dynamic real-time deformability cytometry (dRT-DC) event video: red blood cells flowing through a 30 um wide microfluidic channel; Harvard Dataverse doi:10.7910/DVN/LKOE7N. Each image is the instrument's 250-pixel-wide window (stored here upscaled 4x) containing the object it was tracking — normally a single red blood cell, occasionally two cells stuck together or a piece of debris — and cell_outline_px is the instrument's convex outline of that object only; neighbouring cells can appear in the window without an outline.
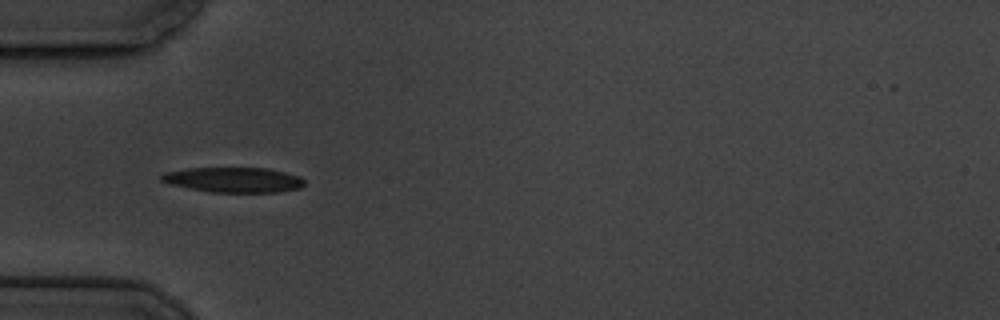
{"species": "common noctule bat (a hibernating species)", "species_latin": "Nyctalus noctula", "temperature_condition": "cold", "stored_images_in_passage": 9, "camera_frame_rate_fps": 3000, "um_per_image_px": 0.085, "animal": {"sex": "male", "body_mass_g": 19.5, "forearm_length_mm": 54.6}, "frame": {"image": 1, "passage_image": 4, "time_ms": 4.0, "image_size_px": [1000, 320], "cell_outline_px": [[304, 184], [300, 188], [276, 192], [208, 192], [168, 184], [160, 180], [160, 176], [164, 172], [188, 168], [268, 168], [300, 176], [304, 180]], "centroid_in_image_um": [19.82, 15.28], "position_along_channel_um": 65.2, "area_um2": 20.98}}
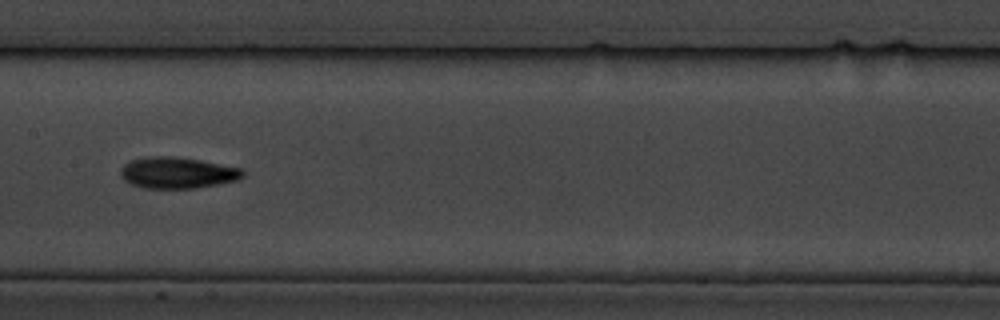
{"frame": {"image": 2, "passage_image": 7, "time_ms": 7.667, "image_size_px": [1000, 320], "cell_outline_px": [[244, 176], [236, 180], [196, 188], [144, 188], [132, 184], [124, 180], [120, 176], [120, 168], [124, 164], [132, 160], [144, 156], [176, 156], [200, 160], [240, 168], [244, 172]], "centroid_in_image_um": [15.03, 14.67], "position_along_channel_um": 192.4, "area_um2": 22.25}}
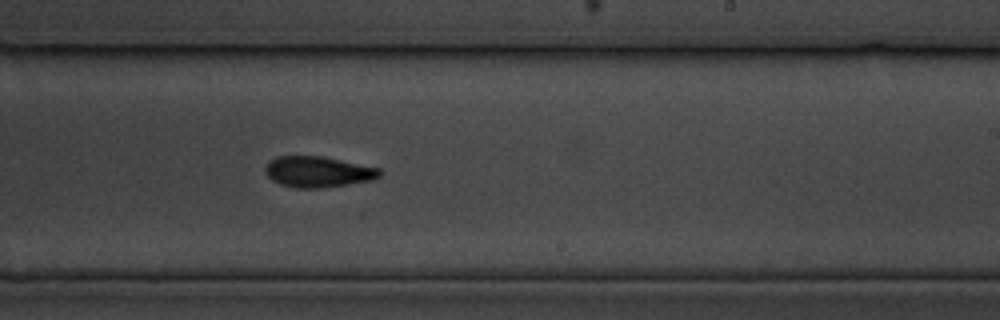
{"frame": {"image": 3, "passage_image": 9, "time_ms": 9.667, "image_size_px": [1000, 320], "cell_outline_px": [[384, 172], [376, 180], [320, 188], [296, 188], [280, 184], [272, 180], [264, 172], [264, 168], [268, 160], [276, 156], [324, 156], [380, 168]], "centroid_in_image_um": [27.04, 14.6], "position_along_channel_um": 262.0, "area_um2": 20.98}}